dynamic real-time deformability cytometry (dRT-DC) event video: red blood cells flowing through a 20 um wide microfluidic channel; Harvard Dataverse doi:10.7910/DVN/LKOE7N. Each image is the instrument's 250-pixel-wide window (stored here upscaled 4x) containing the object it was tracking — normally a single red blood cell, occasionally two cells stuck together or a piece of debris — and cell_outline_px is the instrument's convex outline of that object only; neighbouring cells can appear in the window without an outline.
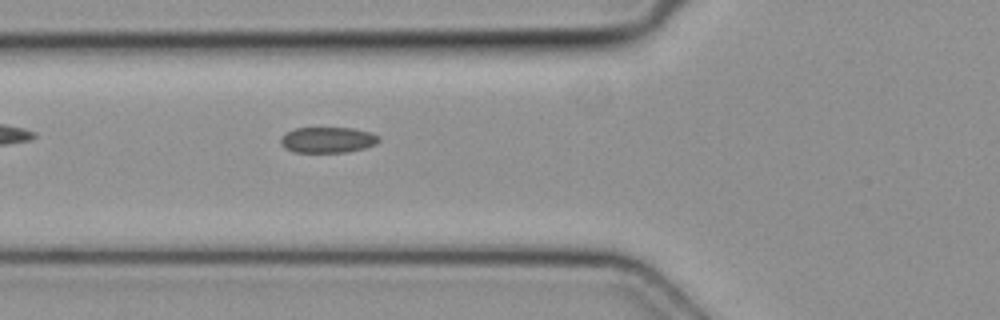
{"species": "common noctule bat (a hibernating species)", "species_latin": "Nyctalus noctula", "temperature_condition": "cold", "stored_images_in_passage": 2, "camera_frame_rate_fps": 3000, "um_per_image_px": 0.085, "animal": {"sex": "female", "body_mass_g": 19.3, "forearm_length_mm": 54.1}, "frame": {"image": 1, "passage_image": 2, "time_ms": 0.333, "image_size_px": [1000, 320], "cell_outline_px": [[380, 140], [376, 144], [364, 148], [344, 152], [292, 152], [284, 148], [280, 144], [280, 140], [292, 128], [352, 128], [372, 132], [380, 136]], "centroid_in_image_um": [27.87, 11.89], "position_along_channel_um": 97.9, "area_um2": 14.8}}